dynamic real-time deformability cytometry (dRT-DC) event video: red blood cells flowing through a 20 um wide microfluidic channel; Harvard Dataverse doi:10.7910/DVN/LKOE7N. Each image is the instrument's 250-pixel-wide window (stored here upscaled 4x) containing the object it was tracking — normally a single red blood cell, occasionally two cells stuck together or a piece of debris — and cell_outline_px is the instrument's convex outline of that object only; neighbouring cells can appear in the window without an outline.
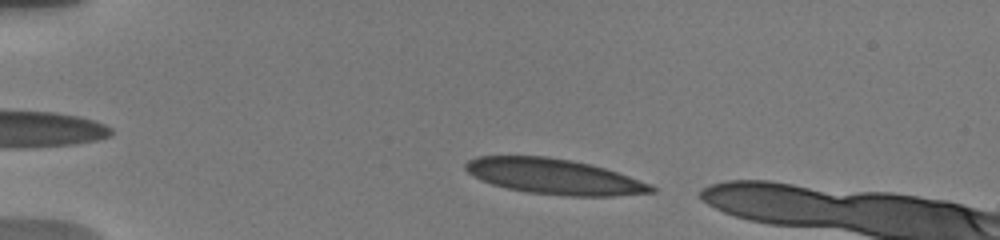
{"species": "human", "species_latin": "Homo sapiens", "temperature_condition": "warm", "stored_images_in_passage": 60, "camera_frame_rate_fps": 3000, "um_per_image_px": 0.085, "donor": {"sex": "male"}, "frame": {"image": 1, "passage_image": 4, "time_ms": 0.667, "image_size_px": [1000, 240], "cell_outline_px": [[656, 192], [612, 196], [568, 196], [524, 192], [492, 184], [480, 180], [472, 176], [464, 168], [464, 164], [468, 160], [476, 156], [548, 156], [572, 160], [592, 164], [652, 184], [656, 188]], "centroid_in_image_um": [47.08, 15.0], "position_along_channel_um": 37.9, "area_um2": 38.55}}
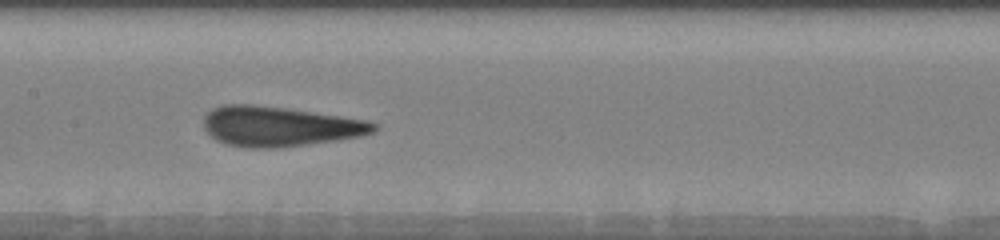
{"frame": {"image": 2, "passage_image": 30, "time_ms": 6.0, "image_size_px": [1000, 240], "cell_outline_px": [[380, 124], [372, 132], [360, 136], [336, 140], [272, 148], [248, 148], [228, 144], [216, 140], [204, 128], [204, 116], [212, 108], [224, 104], [252, 104], [284, 108], [368, 120]], "centroid_in_image_um": [23.74, 10.73], "position_along_channel_um": 183.7, "area_um2": 39.25}}
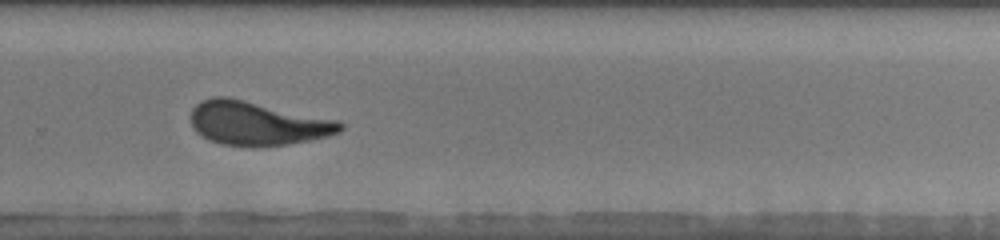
{"frame": {"image": 3, "passage_image": 43, "time_ms": 9.333, "image_size_px": [1000, 240], "cell_outline_px": [[344, 128], [340, 132], [328, 136], [288, 144], [252, 148], [220, 144], [208, 140], [196, 132], [192, 128], [192, 108], [200, 100], [212, 96], [228, 96], [336, 120], [344, 124]], "centroid_in_image_um": [21.82, 10.49], "position_along_channel_um": 308.0, "area_um2": 38.49}}